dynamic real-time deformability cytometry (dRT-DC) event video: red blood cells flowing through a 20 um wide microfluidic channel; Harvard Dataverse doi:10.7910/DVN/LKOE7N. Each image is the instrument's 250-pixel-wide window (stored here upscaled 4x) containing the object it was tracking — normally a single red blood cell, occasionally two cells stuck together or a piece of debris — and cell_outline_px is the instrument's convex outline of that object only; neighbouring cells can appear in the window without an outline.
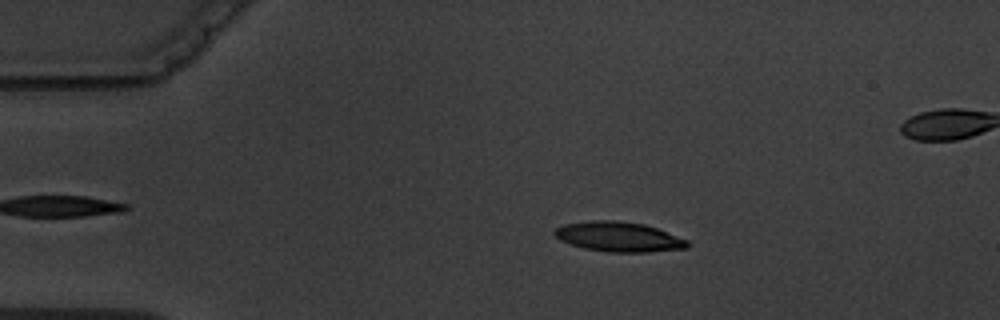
{"species": "common noctule bat (a hibernating species)", "species_latin": "Nyctalus noctula", "temperature_condition": "warm", "stored_images_in_passage": 10, "camera_frame_rate_fps": 3000, "um_per_image_px": 0.085, "animal": {"sex": "male", "body_mass_g": 19.5, "forearm_length_mm": 54.6}, "frame": {"image": 1, "passage_image": 2, "time_ms": 2.0, "image_size_px": [1000, 320], "cell_outline_px": [[692, 244], [688, 248], [648, 252], [604, 252], [584, 248], [560, 240], [552, 232], [556, 228], [564, 224], [592, 220], [616, 220], [644, 224], [656, 228], [688, 240]], "centroid_in_image_um": [52.61, 20.13], "position_along_channel_um": 32.4, "area_um2": 23.18}}
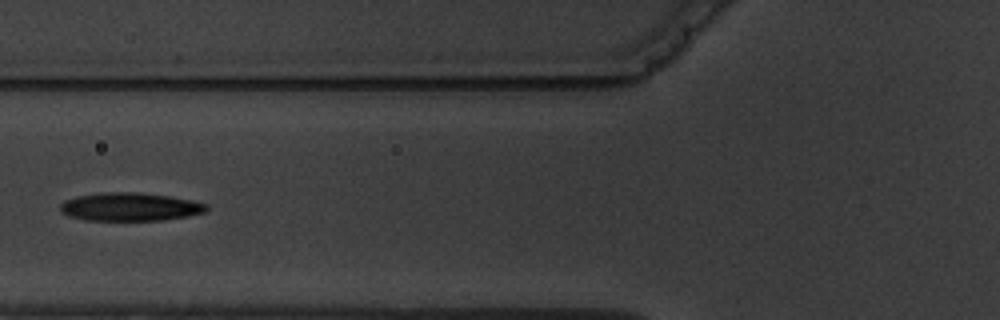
{"frame": {"image": 2, "passage_image": 5, "time_ms": 5.667, "image_size_px": [1000, 320], "cell_outline_px": [[208, 208], [204, 212], [188, 216], [160, 220], [84, 220], [68, 216], [60, 212], [60, 204], [64, 200], [76, 196], [104, 192], [140, 192], [168, 196], [192, 200], [208, 204]], "centroid_in_image_um": [11.02, 17.57], "position_along_channel_um": 114.8, "area_um2": 24.16}}